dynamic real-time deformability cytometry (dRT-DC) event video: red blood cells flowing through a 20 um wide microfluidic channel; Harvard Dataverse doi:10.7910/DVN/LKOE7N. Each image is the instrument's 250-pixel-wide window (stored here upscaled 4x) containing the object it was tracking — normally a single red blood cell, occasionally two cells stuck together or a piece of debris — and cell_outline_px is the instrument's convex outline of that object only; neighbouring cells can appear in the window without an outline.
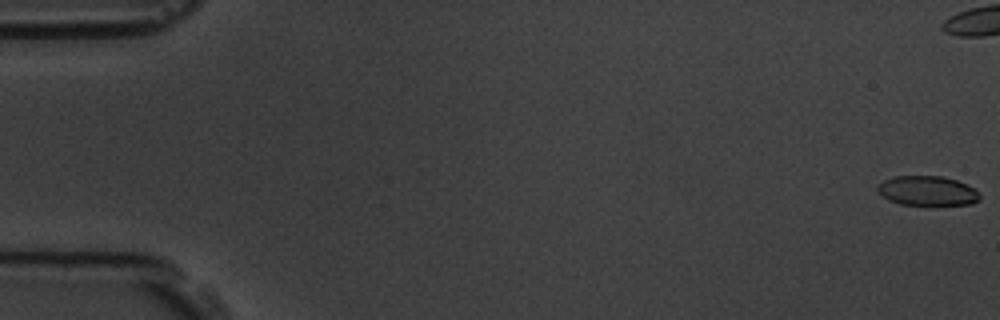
{"species": "common noctule bat (a hibernating species)", "species_latin": "Nyctalus noctula", "temperature_condition": "room temperature", "stored_images_in_passage": 60, "camera_frame_rate_fps": 3000, "um_per_image_px": 0.085, "animal": {"sex": "male", "body_mass_g": 19.5, "forearm_length_mm": 54.6}, "frame": {"image": 1, "passage_image": 1, "time_ms": 0.0, "image_size_px": [1000, 320], "cell_outline_px": [[980, 200], [972, 204], [900, 204], [888, 200], [876, 192], [876, 188], [884, 180], [896, 176], [944, 176], [956, 180], [980, 192]], "centroid_in_image_um": [78.81, 16.21], "position_along_channel_um": 6.2, "area_um2": 17.51}}
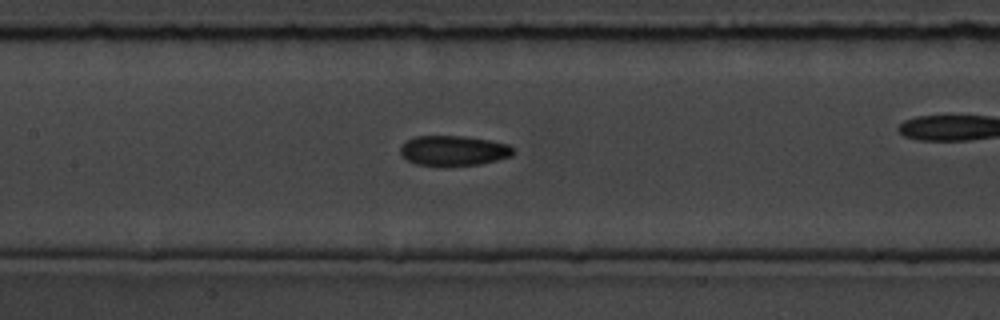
{"frame": {"image": 2, "passage_image": 28, "time_ms": 9.0, "image_size_px": [1000, 320], "cell_outline_px": [[512, 156], [480, 164], [416, 164], [400, 156], [400, 148], [408, 140], [416, 136], [464, 136], [488, 140], [508, 144], [512, 148]], "centroid_in_image_um": [38.54, 12.78], "position_along_channel_um": 168.9, "area_um2": 19.19}}
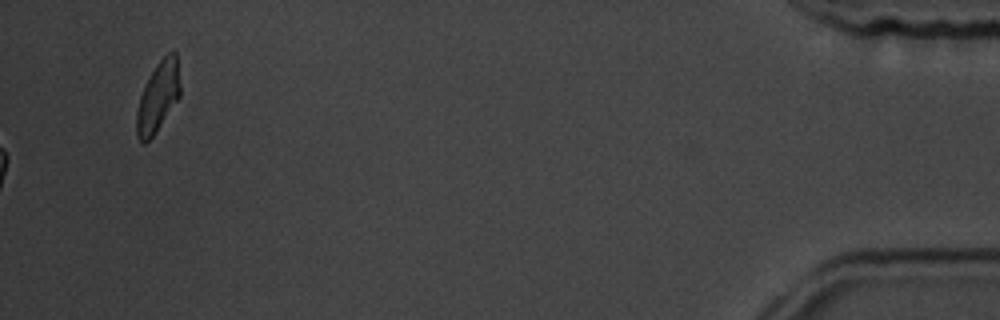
{"frame": {"image": 3, "passage_image": 60, "time_ms": 19.667, "image_size_px": [1000, 320], "cell_outline_px": [[180, 96], [152, 136], [144, 144], [136, 136], [136, 112], [140, 96], [144, 84], [156, 64], [168, 52], [176, 52], [180, 84]], "centroid_in_image_um": [13.41, 8.21], "position_along_channel_um": 421.8, "area_um2": 17.63}, "authors_computed_cell_mechanics": {"area_um2": 19.3919, "velocity_mm_per_s": 3.5515, "shape_relaxation_time_tau1_ms": 4.2001, "shape_relaxation_time_tau2_ms": null, "deformation_change_tau1": 0.0973, "deformation_change_tau2": null}}